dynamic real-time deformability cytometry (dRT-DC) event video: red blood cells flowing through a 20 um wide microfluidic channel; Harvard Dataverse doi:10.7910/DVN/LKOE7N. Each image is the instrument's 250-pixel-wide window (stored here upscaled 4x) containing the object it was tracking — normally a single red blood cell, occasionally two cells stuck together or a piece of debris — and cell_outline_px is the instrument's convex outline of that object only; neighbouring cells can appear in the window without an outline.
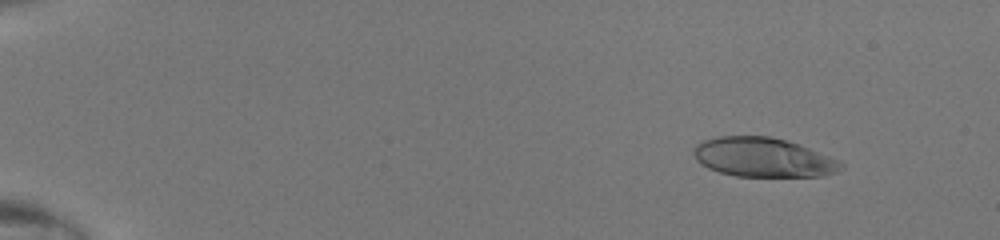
{"species": "human", "species_latin": "Homo sapiens", "temperature_condition": "room temperature", "stored_images_in_passage": 48, "camera_frame_rate_fps": 3000, "um_per_image_px": 0.085, "donor": {"sex": "male"}, "frame": {"image": 1, "passage_image": 6, "time_ms": 1.667, "image_size_px": [1000, 240], "cell_outline_px": [[844, 168], [836, 172], [824, 176], [736, 176], [720, 172], [708, 168], [700, 164], [696, 160], [692, 152], [696, 144], [704, 140], [720, 136], [768, 136], [784, 140], [808, 148], [840, 160], [844, 164]], "centroid_in_image_um": [64.86, 13.38], "position_along_channel_um": 20.1, "area_um2": 33.64}}
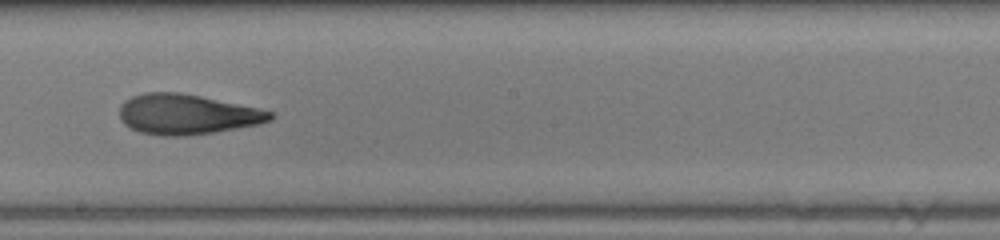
{"frame": {"image": 2, "passage_image": 30, "time_ms": 9.667, "image_size_px": [1000, 240], "cell_outline_px": [[276, 116], [272, 120], [260, 124], [212, 132], [184, 136], [164, 136], [140, 132], [124, 124], [120, 120], [120, 104], [124, 100], [132, 96], [144, 92], [180, 92], [200, 96], [276, 112]], "centroid_in_image_um": [15.89, 9.71], "position_along_channel_um": 232.3, "area_um2": 35.32}}
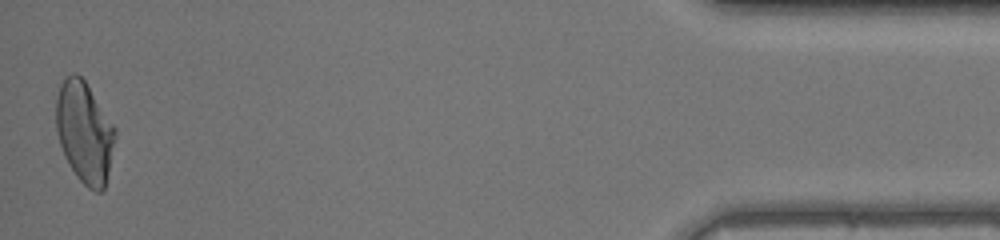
{"frame": {"image": 3, "passage_image": 48, "time_ms": 15.667, "image_size_px": [1000, 240], "cell_outline_px": [[116, 136], [108, 172], [104, 188], [100, 192], [96, 192], [88, 188], [76, 176], [68, 164], [64, 156], [60, 144], [56, 128], [56, 100], [60, 84], [64, 76], [72, 72], [76, 72], [84, 80], [116, 128]], "centroid_in_image_um": [7.17, 11.22], "position_along_channel_um": 428.0, "area_um2": 34.85}}